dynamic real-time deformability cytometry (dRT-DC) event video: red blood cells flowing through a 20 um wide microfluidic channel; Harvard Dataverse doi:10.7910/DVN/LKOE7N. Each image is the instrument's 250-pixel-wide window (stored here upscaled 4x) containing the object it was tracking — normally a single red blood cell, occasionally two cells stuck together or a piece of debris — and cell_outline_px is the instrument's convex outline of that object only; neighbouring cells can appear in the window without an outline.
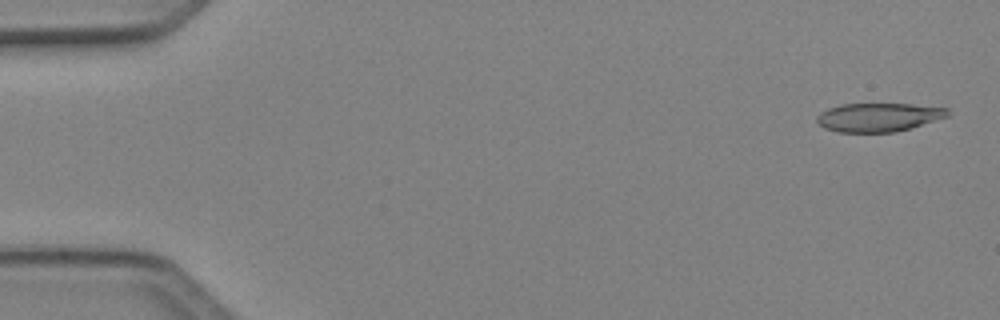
{"species": "Egyptian fruit bat (a non-hibernating species)", "species_latin": "Rousettus aegyptiacus", "temperature_condition": "cold", "stored_images_in_passage": 21, "camera_frame_rate_fps": 3000, "um_per_image_px": 0.085, "animal": {"sex": "female"}, "frame": {"image": 1, "passage_image": 2, "time_ms": 0.333, "image_size_px": [1000, 320], "cell_outline_px": [[948, 116], [912, 128], [896, 132], [840, 132], [824, 128], [816, 120], [816, 116], [820, 112], [828, 108], [840, 104], [912, 104], [948, 108]], "centroid_in_image_um": [74.66, 9.96], "position_along_channel_um": 10.3, "area_um2": 21.85}}
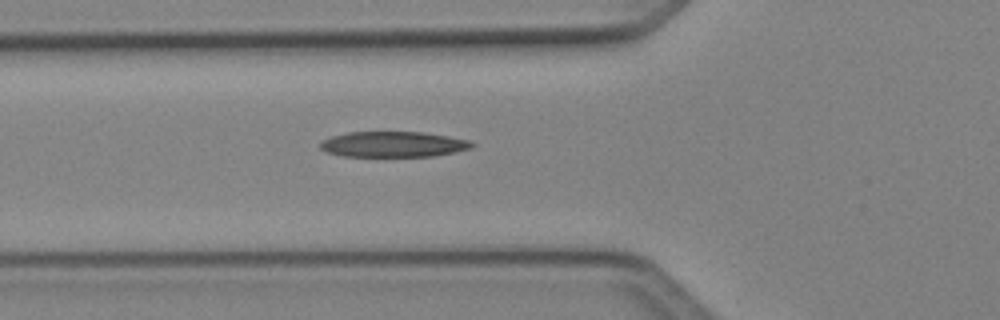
{"frame": {"image": 2, "passage_image": 18, "time_ms": 5.667, "image_size_px": [1000, 320], "cell_outline_px": [[476, 144], [472, 148], [456, 152], [436, 156], [344, 156], [324, 152], [320, 148], [320, 140], [332, 136], [348, 132], [424, 132], [448, 136], [468, 140]], "centroid_in_image_um": [33.42, 12.26], "position_along_channel_um": 92.4, "area_um2": 22.77}}
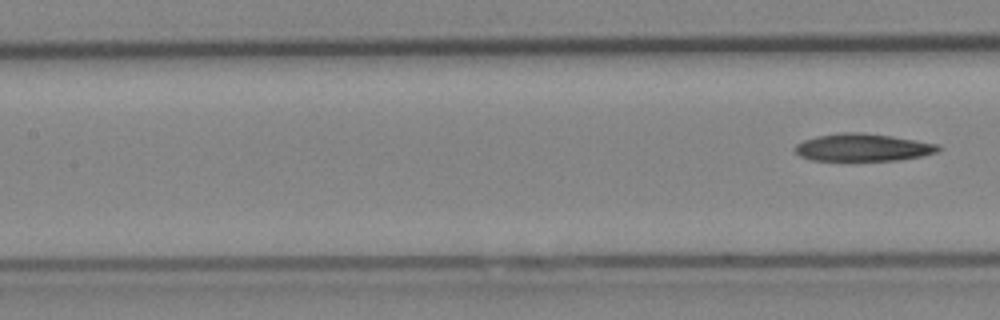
{"frame": {"image": 3, "passage_image": 21, "time_ms": 6.667, "image_size_px": [1000, 320], "cell_outline_px": [[940, 148], [936, 152], [920, 156], [896, 160], [812, 160], [800, 156], [792, 148], [796, 144], [804, 140], [816, 136], [840, 132], [860, 132], [892, 136], [936, 144]], "centroid_in_image_um": [73.26, 12.52], "position_along_channel_um": 134.1, "area_um2": 22.72}}